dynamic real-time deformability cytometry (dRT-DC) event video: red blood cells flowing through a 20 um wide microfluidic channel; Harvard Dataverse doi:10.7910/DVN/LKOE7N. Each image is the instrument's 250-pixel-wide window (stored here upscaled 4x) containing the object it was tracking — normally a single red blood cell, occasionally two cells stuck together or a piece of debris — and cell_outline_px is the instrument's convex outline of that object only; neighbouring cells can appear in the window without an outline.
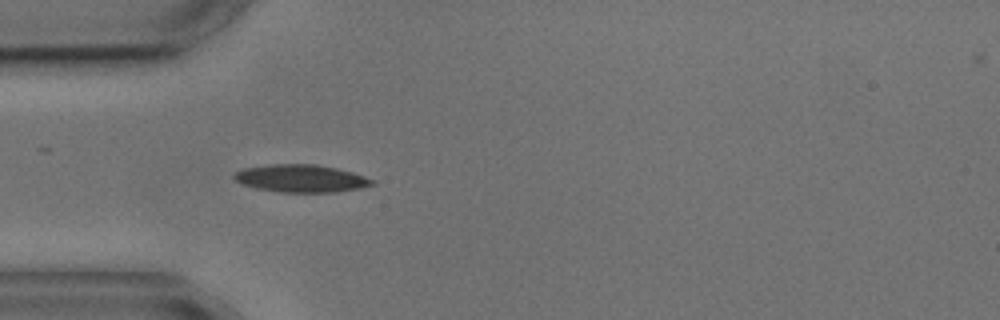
{"species": "common noctule bat (a hibernating species)", "species_latin": "Nyctalus noctula", "temperature_condition": "cold", "stored_images_in_passage": 3, "camera_frame_rate_fps": 3000, "um_per_image_px": 0.085, "animal": {"sex": "male", "body_mass_g": 17.9, "forearm_length_mm": 54.2}, "frame": {"image": 1, "passage_image": 3, "time_ms": 3.333, "image_size_px": [1000, 320], "cell_outline_px": [[376, 184], [360, 188], [336, 192], [280, 192], [256, 188], [240, 184], [232, 176], [236, 172], [244, 168], [268, 164], [316, 164], [336, 168], [352, 172], [376, 180]], "centroid_in_image_um": [25.6, 15.16], "position_along_channel_um": 59.4, "area_um2": 22.31}}